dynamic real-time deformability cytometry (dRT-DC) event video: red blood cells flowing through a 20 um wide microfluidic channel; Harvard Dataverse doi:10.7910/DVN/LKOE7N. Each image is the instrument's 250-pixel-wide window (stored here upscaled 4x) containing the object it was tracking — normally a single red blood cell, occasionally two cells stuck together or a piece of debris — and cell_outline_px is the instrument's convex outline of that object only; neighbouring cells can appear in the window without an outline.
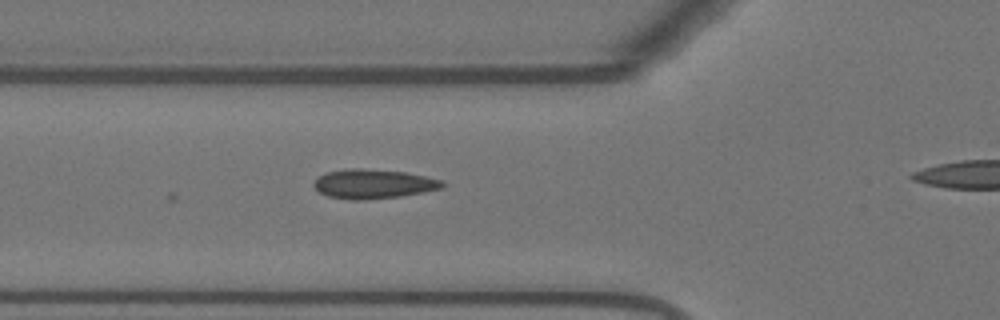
{"species": "Egyptian fruit bat (a non-hibernating species)", "species_latin": "Rousettus aegyptiacus", "temperature_condition": "warm", "stored_images_in_passage": 5, "camera_frame_rate_fps": 3000, "um_per_image_px": 0.085, "animal": {"sex": "female"}, "frame": {"image": 1, "passage_image": 5, "time_ms": 1.333, "image_size_px": [1000, 320], "cell_outline_px": [[448, 184], [444, 188], [400, 196], [364, 200], [352, 200], [328, 196], [320, 192], [312, 184], [324, 172], [352, 168], [360, 168], [404, 172], [444, 180]], "centroid_in_image_um": [31.77, 15.63], "position_along_channel_um": 94.0, "area_um2": 21.96}}